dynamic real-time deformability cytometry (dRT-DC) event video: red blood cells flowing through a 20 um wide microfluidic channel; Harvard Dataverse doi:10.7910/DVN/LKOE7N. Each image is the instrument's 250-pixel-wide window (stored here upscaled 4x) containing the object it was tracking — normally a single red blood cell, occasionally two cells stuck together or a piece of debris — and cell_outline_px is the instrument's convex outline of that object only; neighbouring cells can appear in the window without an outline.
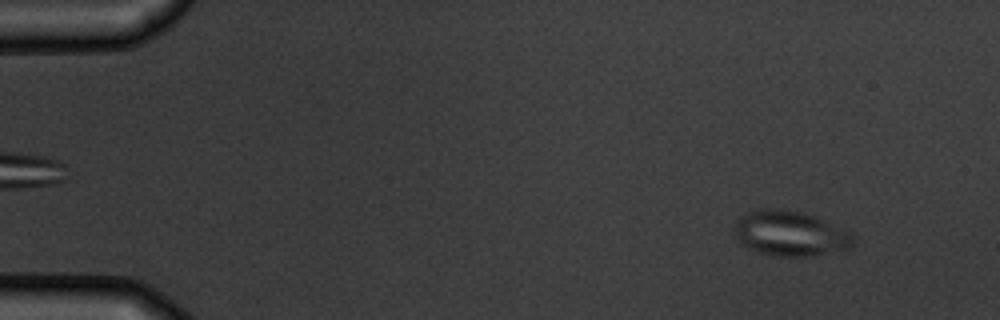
{"species": "common noctule bat (a hibernating species)", "species_latin": "Nyctalus noctula", "temperature_condition": "warm", "stored_images_in_passage": 4, "camera_frame_rate_fps": 3000, "um_per_image_px": 0.085, "animal": {"sex": "male", "body_mass_g": 19.5, "forearm_length_mm": 54.6}, "frame": {"image": 1, "passage_image": 1, "time_ms": 0.0, "image_size_px": [1000, 320], "cell_outline_px": [[856, 240], [852, 248], [816, 256], [776, 256], [756, 252], [748, 248], [732, 232], [732, 228], [736, 220], [740, 216], [748, 212], [760, 208], [772, 208], [800, 212], [816, 216], [852, 232], [856, 236]], "centroid_in_image_um": [67.2, 19.85], "position_along_channel_um": 17.8, "area_um2": 31.85}}